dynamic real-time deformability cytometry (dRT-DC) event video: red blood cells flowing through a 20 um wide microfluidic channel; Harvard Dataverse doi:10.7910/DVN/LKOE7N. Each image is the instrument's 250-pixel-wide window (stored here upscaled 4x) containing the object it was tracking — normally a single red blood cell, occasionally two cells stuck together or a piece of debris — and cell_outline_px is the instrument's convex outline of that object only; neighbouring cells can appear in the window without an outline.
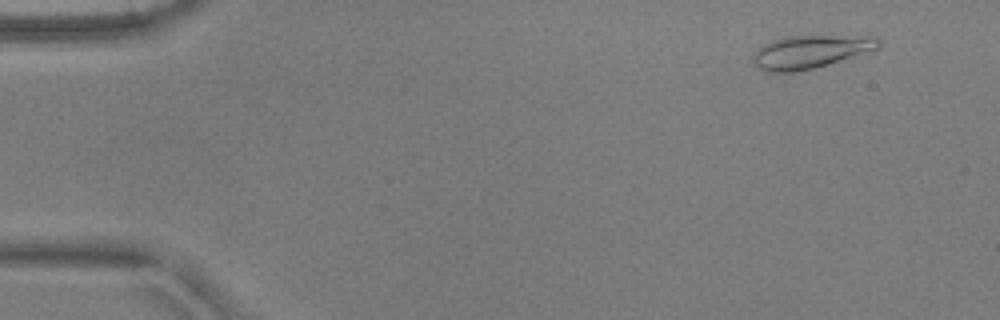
{"species": "common noctule bat (a hibernating species)", "species_latin": "Nyctalus noctula", "temperature_condition": "warm", "stored_images_in_passage": 4, "camera_frame_rate_fps": 3000, "um_per_image_px": 0.085, "animal": {"sex": "male", "body_mass_g": 17.9, "forearm_length_mm": 54.2}, "frame": {"image": 1, "passage_image": 1, "time_ms": 0.0, "image_size_px": [1000, 320], "cell_outline_px": [[880, 44], [876, 48], [812, 68], [796, 72], [764, 72], [752, 60], [752, 56], [764, 44], [772, 40], [796, 36], [880, 36]], "centroid_in_image_um": [68.84, 4.39], "position_along_channel_um": 16.2, "area_um2": 23.41}}